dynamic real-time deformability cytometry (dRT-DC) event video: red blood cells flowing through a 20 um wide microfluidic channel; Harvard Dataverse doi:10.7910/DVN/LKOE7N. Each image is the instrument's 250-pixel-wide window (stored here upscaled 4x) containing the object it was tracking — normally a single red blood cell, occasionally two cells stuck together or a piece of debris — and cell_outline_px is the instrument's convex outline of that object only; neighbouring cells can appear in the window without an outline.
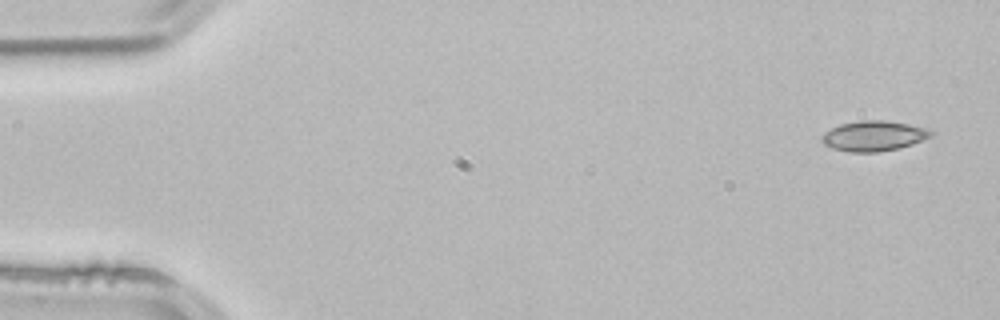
{"species": "common noctule bat (a hibernating species)", "species_latin": "Nyctalus noctula", "temperature_condition": "room temperature", "stored_images_in_passage": 3, "camera_frame_rate_fps": 3000, "um_per_image_px": 0.085, "animal": {"sex": "male", "body_mass_g": 21.5, "forearm_length_mm": 52.0}, "frame": {"image": 1, "passage_image": 1, "time_ms": 0.0, "image_size_px": [1000, 320], "cell_outline_px": [[936, 132], [932, 136], [912, 144], [900, 148], [876, 152], [848, 152], [832, 148], [824, 144], [820, 140], [820, 136], [824, 132], [840, 124], [860, 120], [888, 120], [928, 128]], "centroid_in_image_um": [74.27, 11.55], "position_along_channel_um": 10.7, "area_um2": 19.48}}